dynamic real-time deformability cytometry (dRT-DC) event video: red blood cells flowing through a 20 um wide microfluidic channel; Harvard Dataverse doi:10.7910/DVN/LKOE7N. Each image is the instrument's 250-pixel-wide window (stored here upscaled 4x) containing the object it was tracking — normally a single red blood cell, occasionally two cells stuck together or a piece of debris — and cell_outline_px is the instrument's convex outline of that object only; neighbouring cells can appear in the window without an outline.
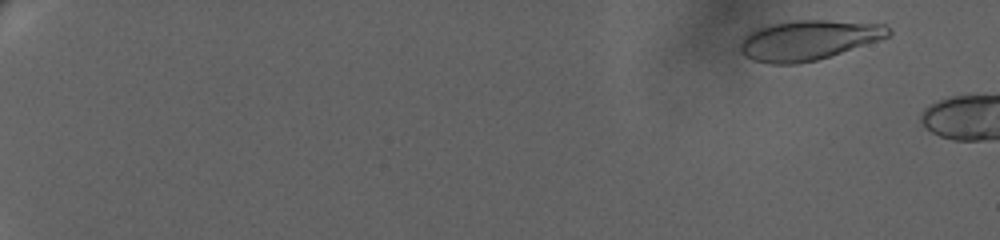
{"species": "human", "species_latin": "Homo sapiens", "temperature_condition": "warm", "stored_images_in_passage": 5, "camera_frame_rate_fps": 3000, "um_per_image_px": 0.085, "donor": {"sex": "female"}, "frame": {"image": 1, "passage_image": 3, "time_ms": 1.667, "image_size_px": [1000, 240], "cell_outline_px": [[892, 32], [888, 36], [880, 40], [816, 60], [796, 64], [768, 64], [752, 60], [744, 56], [740, 52], [740, 44], [744, 36], [768, 24], [792, 20], [824, 20], [884, 24]], "centroid_in_image_um": [68.68, 3.42], "position_along_channel_um": 16.3, "area_um2": 34.33}}